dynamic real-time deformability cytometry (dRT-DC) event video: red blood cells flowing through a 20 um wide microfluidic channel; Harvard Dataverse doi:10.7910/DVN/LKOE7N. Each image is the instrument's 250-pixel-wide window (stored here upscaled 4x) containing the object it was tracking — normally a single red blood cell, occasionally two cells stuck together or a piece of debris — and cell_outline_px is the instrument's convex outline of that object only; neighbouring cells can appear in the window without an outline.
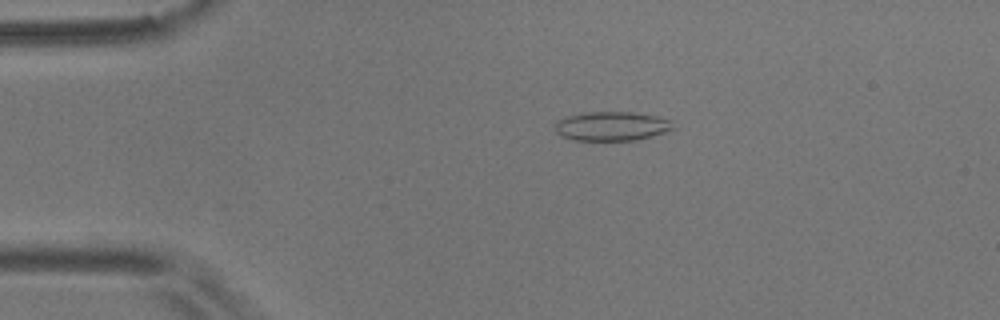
{"species": "common noctule bat (a hibernating species)", "species_latin": "Nyctalus noctula", "temperature_condition": "room temperature", "stored_images_in_passage": 49, "camera_frame_rate_fps": 3000, "um_per_image_px": 0.085, "animal": {"sex": "male", "body_mass_g": 17.9}, "frame": {"image": 1, "passage_image": 11, "time_ms": 3.333, "image_size_px": [1000, 320], "cell_outline_px": [[676, 128], [668, 132], [636, 140], [572, 140], [560, 136], [556, 132], [556, 120], [580, 112], [632, 112], [656, 116], [672, 120]], "centroid_in_image_um": [52.02, 10.72], "position_along_channel_um": 33.0, "area_um2": 20.35}}
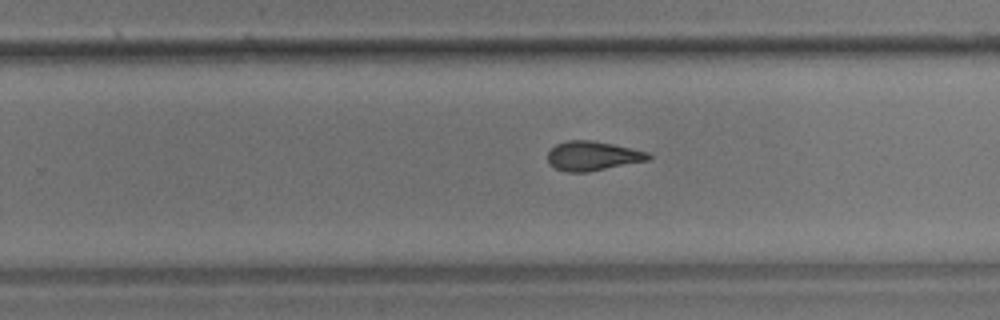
{"frame": {"image": 2, "passage_image": 35, "time_ms": 11.333, "image_size_px": [1000, 320], "cell_outline_px": [[652, 156], [648, 160], [588, 172], [568, 172], [556, 168], [548, 164], [548, 152], [556, 144], [568, 140], [592, 140], [632, 148], [648, 152]], "centroid_in_image_um": [50.36, 13.25], "position_along_channel_um": 279.4, "area_um2": 17.17}}
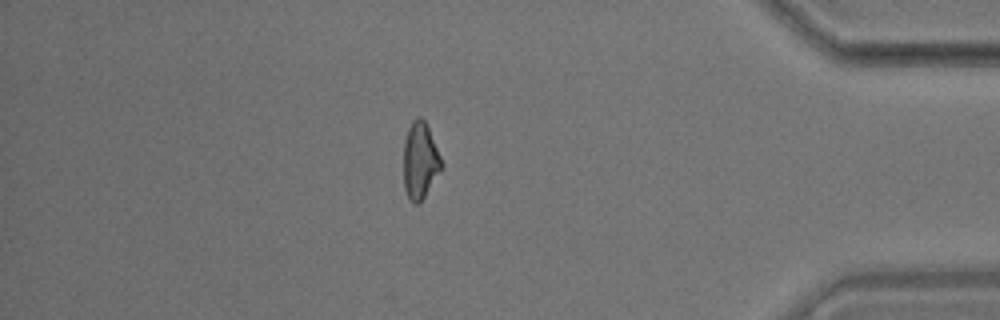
{"frame": {"image": 3, "passage_image": 48, "time_ms": 15.667, "image_size_px": [1000, 320], "cell_outline_px": [[444, 164], [420, 204], [412, 204], [404, 188], [404, 140], [408, 128], [412, 120], [416, 116], [420, 116], [424, 120], [428, 128]], "centroid_in_image_um": [35.7, 13.66], "position_along_channel_um": 399.5, "area_um2": 16.94}, "authors_computed_cell_mechanics": {"area_um2": 17.8024, "velocity_mm_per_s": 3.6043, "shape_relaxation_time_tau1_ms": null, "shape_relaxation_time_tau2_ms": 2.294, "deformation_change_tau1": null, "deformation_change_tau2": 0.0991}}